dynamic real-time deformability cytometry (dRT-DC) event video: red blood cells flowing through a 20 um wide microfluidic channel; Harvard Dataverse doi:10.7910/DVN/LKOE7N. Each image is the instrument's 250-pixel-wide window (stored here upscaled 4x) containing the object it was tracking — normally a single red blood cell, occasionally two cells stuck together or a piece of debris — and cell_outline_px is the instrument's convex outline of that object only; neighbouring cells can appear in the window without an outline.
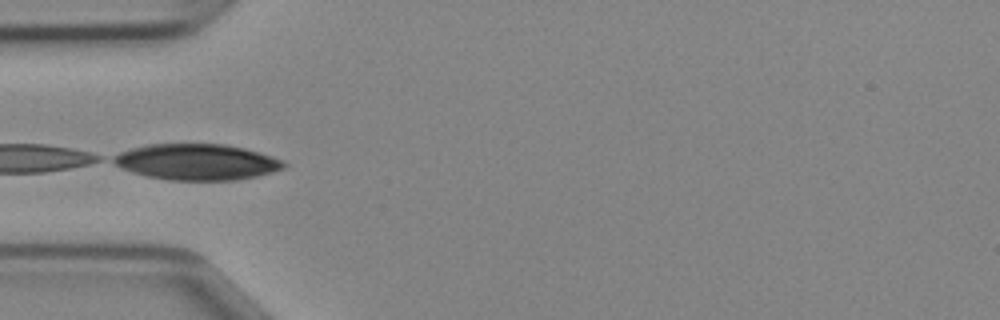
{"species": "Egyptian fruit bat (a non-hibernating species)", "species_latin": "Rousettus aegyptiacus", "temperature_condition": "cold", "stored_images_in_passage": 5, "camera_frame_rate_fps": 3000, "um_per_image_px": 0.085, "animal": {"sex": "female"}, "frame": {"image": 1, "passage_image": 1, "time_ms": 0.0, "image_size_px": [1000, 320], "cell_outline_px": [[288, 164], [284, 168], [272, 172], [256, 176], [236, 180], [168, 180], [144, 176], [120, 168], [108, 160], [112, 156], [120, 152], [132, 148], [148, 144], [224, 144], [244, 148], [260, 152], [284, 160]], "centroid_in_image_um": [16.7, 13.77], "position_along_channel_um": 68.3, "area_um2": 36.13}}